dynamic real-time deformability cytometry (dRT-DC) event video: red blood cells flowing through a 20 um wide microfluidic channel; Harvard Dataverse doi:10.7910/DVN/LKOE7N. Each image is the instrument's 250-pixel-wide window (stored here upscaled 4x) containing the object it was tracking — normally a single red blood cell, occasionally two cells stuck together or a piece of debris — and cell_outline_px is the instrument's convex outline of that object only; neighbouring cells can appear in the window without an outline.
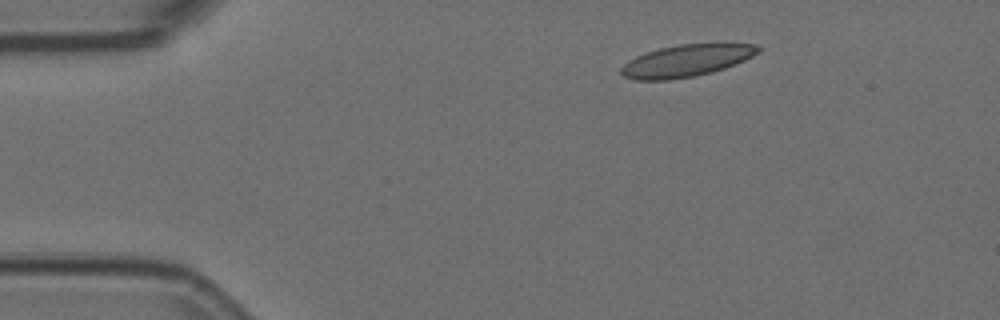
{"species": "Egyptian fruit bat (a non-hibernating species)", "species_latin": "Rousettus aegyptiacus", "temperature_condition": "room temperature", "stored_images_in_passage": 4, "camera_frame_rate_fps": 3000, "um_per_image_px": 0.085, "animal": {"sex": "female"}, "frame": {"image": 1, "passage_image": 2, "time_ms": 0.333, "image_size_px": [1000, 320], "cell_outline_px": [[760, 52], [744, 60], [724, 68], [712, 72], [696, 76], [668, 80], [636, 80], [624, 76], [620, 72], [620, 68], [624, 64], [636, 56], [660, 48], [680, 44], [756, 44], [760, 48]], "centroid_in_image_um": [58.32, 5.17], "position_along_channel_um": 26.7, "area_um2": 25.26}}